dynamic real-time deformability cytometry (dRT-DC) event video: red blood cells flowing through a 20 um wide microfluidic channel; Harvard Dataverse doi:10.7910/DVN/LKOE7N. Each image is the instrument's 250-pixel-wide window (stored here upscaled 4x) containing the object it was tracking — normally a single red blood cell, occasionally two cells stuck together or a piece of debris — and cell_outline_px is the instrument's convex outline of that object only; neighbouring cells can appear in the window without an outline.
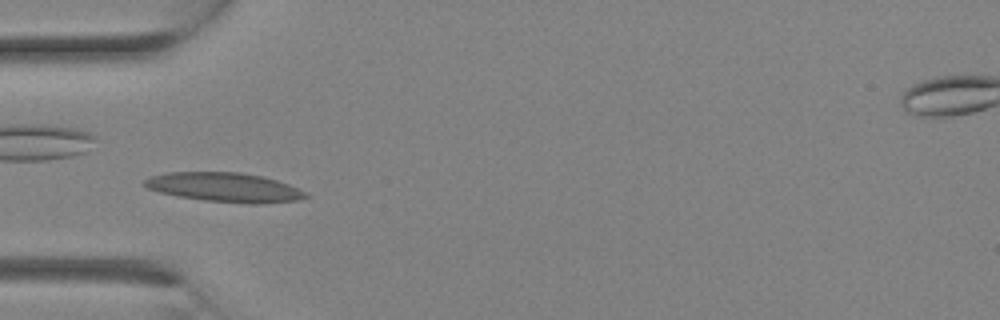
{"species": "Egyptian fruit bat (a non-hibernating species)", "species_latin": "Rousettus aegyptiacus", "temperature_condition": "room temperature", "stored_images_in_passage": 15, "camera_frame_rate_fps": 3000, "um_per_image_px": 0.085, "animal": {"sex": "female"}, "frame": {"image": 1, "passage_image": 9, "time_ms": 2.667, "image_size_px": [1000, 320], "cell_outline_px": [[308, 196], [300, 200], [260, 204], [252, 204], [204, 200], [180, 196], [160, 192], [148, 188], [144, 184], [144, 180], [148, 176], [168, 172], [240, 172], [260, 176], [276, 180], [288, 184], [308, 192]], "centroid_in_image_um": [19.12, 15.92], "position_along_channel_um": 65.9, "area_um2": 27.46}}
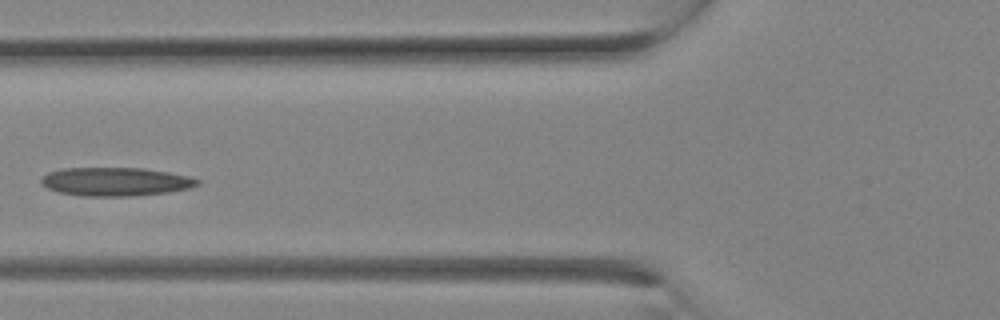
{"frame": {"image": 2, "passage_image": 11, "time_ms": 3.333, "image_size_px": [1000, 320], "cell_outline_px": [[200, 184], [192, 188], [168, 192], [132, 196], [84, 196], [56, 192], [40, 184], [40, 176], [48, 172], [60, 168], [144, 168], [168, 172], [188, 176], [200, 180]], "centroid_in_image_um": [9.79, 15.44], "position_along_channel_um": 116.0, "area_um2": 26.3}}